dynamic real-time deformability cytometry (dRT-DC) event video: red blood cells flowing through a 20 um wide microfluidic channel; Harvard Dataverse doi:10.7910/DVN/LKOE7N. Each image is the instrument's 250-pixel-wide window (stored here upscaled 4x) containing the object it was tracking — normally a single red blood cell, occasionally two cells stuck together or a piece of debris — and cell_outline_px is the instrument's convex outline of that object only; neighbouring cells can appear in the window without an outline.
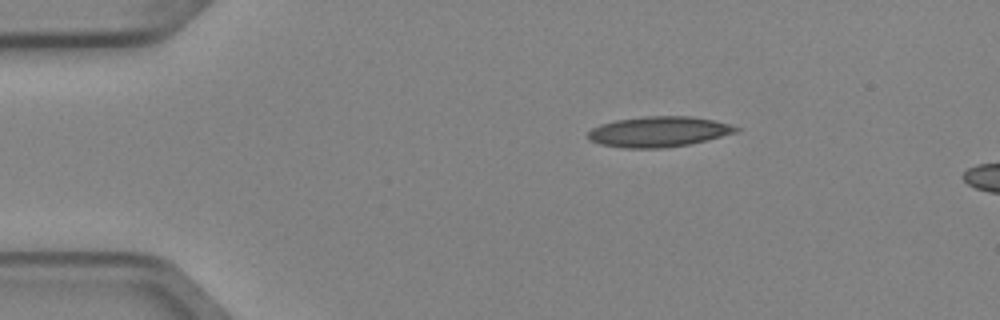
{"species": "Egyptian fruit bat (a non-hibernating species)", "species_latin": "Rousettus aegyptiacus", "temperature_condition": "cold", "stored_images_in_passage": 4, "camera_frame_rate_fps": 3000, "um_per_image_px": 0.085, "animal": {"sex": "female"}, "frame": {"image": 1, "passage_image": 1, "time_ms": 0.0, "image_size_px": [1000, 320], "cell_outline_px": [[740, 128], [736, 132], [688, 144], [660, 148], [624, 148], [600, 144], [588, 140], [588, 132], [592, 128], [600, 124], [616, 120], [644, 116], [688, 116], [712, 120], [728, 124]], "centroid_in_image_um": [55.91, 11.19], "position_along_channel_um": 29.1, "area_um2": 25.89}}
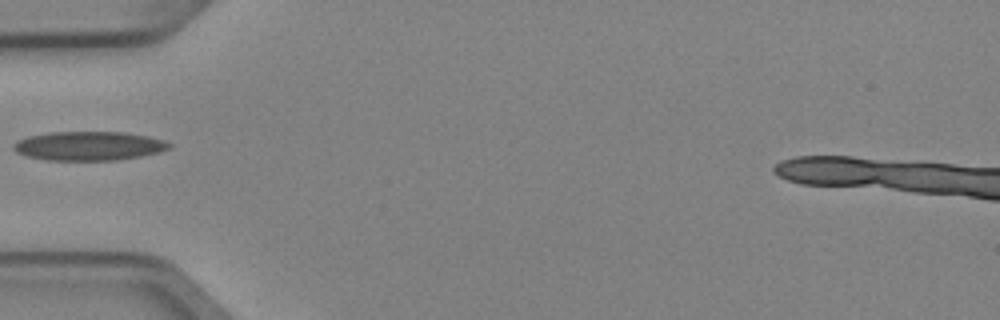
{"frame": {"image": 2, "passage_image": 3, "time_ms": 0.667, "image_size_px": [1000, 320], "cell_outline_px": [[172, 148], [160, 152], [140, 156], [116, 160], [44, 160], [24, 156], [16, 152], [12, 148], [12, 144], [28, 136], [48, 132], [124, 132], [148, 136], [164, 140], [172, 144]], "centroid_in_image_um": [7.55, 12.4], "position_along_channel_um": 77.5, "area_um2": 26.53}}
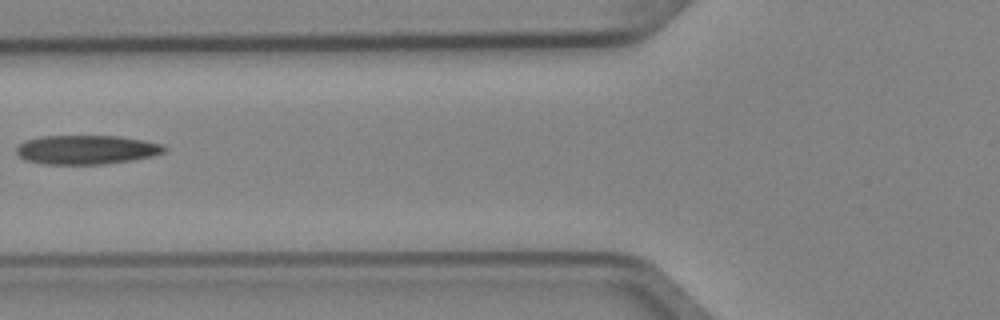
{"frame": {"image": 3, "passage_image": 4, "time_ms": 1.0, "image_size_px": [1000, 320], "cell_outline_px": [[168, 148], [164, 152], [152, 156], [132, 160], [104, 164], [44, 164], [24, 160], [16, 152], [16, 148], [24, 140], [44, 136], [120, 136], [144, 140], [160, 144]], "centroid_in_image_um": [7.34, 12.72], "position_along_channel_um": 118.5, "area_um2": 25.09}}